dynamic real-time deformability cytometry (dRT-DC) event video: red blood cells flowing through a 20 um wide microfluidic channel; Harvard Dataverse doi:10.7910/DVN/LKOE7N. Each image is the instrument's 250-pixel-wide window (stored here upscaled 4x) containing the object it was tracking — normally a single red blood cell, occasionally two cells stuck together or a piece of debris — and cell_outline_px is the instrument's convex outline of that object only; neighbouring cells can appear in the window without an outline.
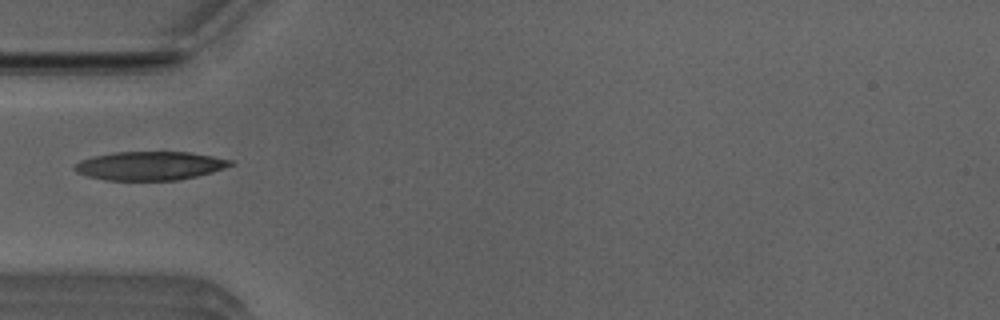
{"species": "Egyptian fruit bat (a non-hibernating species)", "species_latin": "Rousettus aegyptiacus", "temperature_condition": "room temperature", "stored_images_in_passage": 36, "camera_frame_rate_fps": 3000, "um_per_image_px": 0.085, "animal": {"sex": "male"}, "frame": {"image": 1, "passage_image": 1, "time_ms": 0.0, "image_size_px": [1000, 320], "cell_outline_px": [[236, 164], [212, 172], [196, 176], [176, 180], [108, 180], [88, 176], [76, 172], [72, 168], [80, 160], [92, 156], [112, 152], [192, 152], [232, 160]], "centroid_in_image_um": [12.74, 14.08], "position_along_channel_um": 72.3, "area_um2": 26.07}}
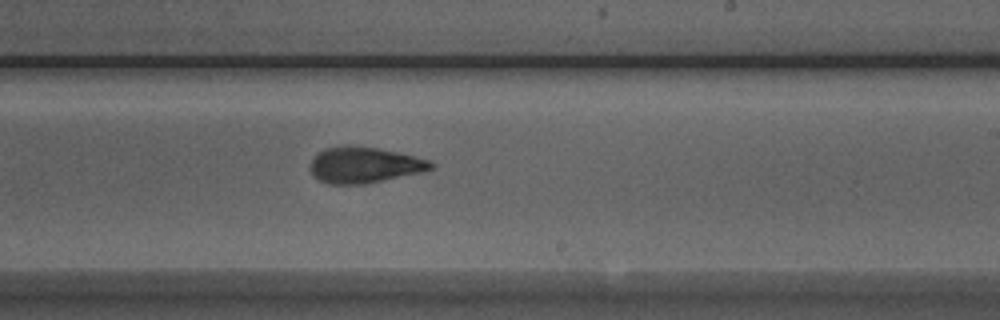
{"frame": {"image": 2, "passage_image": 15, "time_ms": 4.667, "image_size_px": [1000, 320], "cell_outline_px": [[436, 164], [432, 168], [424, 172], [364, 184], [328, 184], [320, 180], [312, 172], [312, 160], [324, 148], [348, 144], [376, 148], [396, 152], [428, 160]], "centroid_in_image_um": [30.99, 14.02], "position_along_channel_um": 258.0, "area_um2": 25.03}}
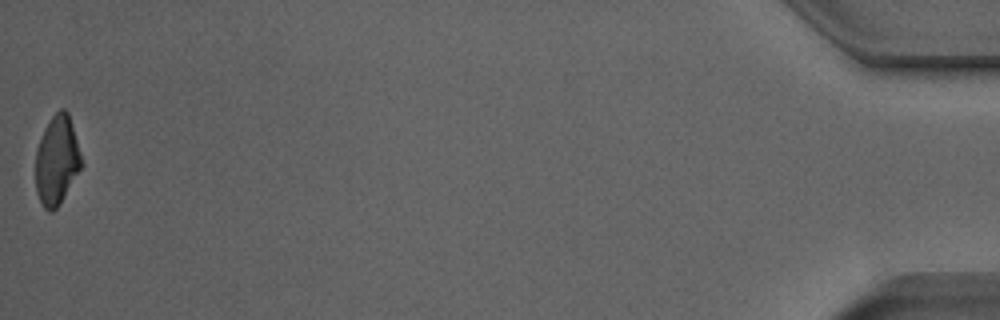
{"frame": {"image": 3, "passage_image": 36, "time_ms": 11.667, "image_size_px": [1000, 320], "cell_outline_px": [[84, 164], [60, 204], [52, 212], [48, 212], [44, 208], [36, 192], [36, 152], [44, 128], [52, 116], [60, 108], [64, 108], [68, 112]], "centroid_in_image_um": [4.85, 13.64], "position_along_channel_um": 430.4, "area_um2": 23.81}}